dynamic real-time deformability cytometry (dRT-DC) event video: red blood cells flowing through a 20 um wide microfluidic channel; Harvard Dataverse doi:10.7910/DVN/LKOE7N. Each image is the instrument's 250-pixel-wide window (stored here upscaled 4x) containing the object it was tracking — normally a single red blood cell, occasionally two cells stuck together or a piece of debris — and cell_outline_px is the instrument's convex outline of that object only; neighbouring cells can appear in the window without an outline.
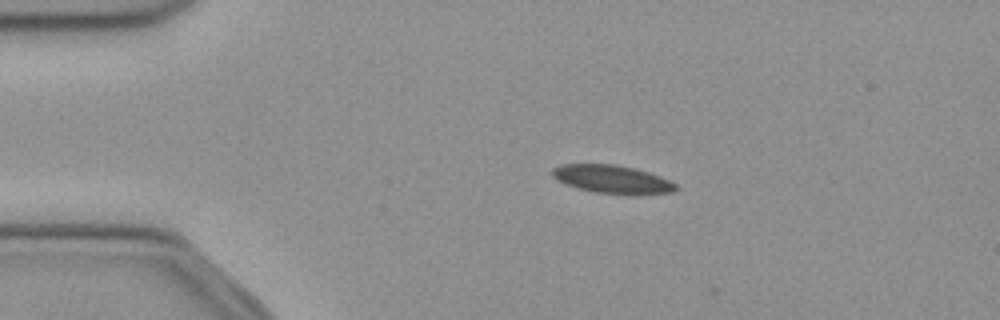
{"species": "common noctule bat (a hibernating species)", "species_latin": "Nyctalus noctula", "temperature_condition": "cold", "stored_images_in_passage": 41, "camera_frame_rate_fps": 3000, "um_per_image_px": 0.085, "animal": {"sex": "female", "body_mass_g": 21.9}, "frame": {"image": 1, "passage_image": 1, "time_ms": 0.0, "image_size_px": [1000, 320], "cell_outline_px": [[680, 188], [672, 192], [596, 192], [564, 184], [556, 180], [552, 176], [552, 168], [560, 164], [616, 164], [648, 172], [660, 176], [676, 184]], "centroid_in_image_um": [51.95, 15.18], "position_along_channel_um": 33.1, "area_um2": 19.48}}
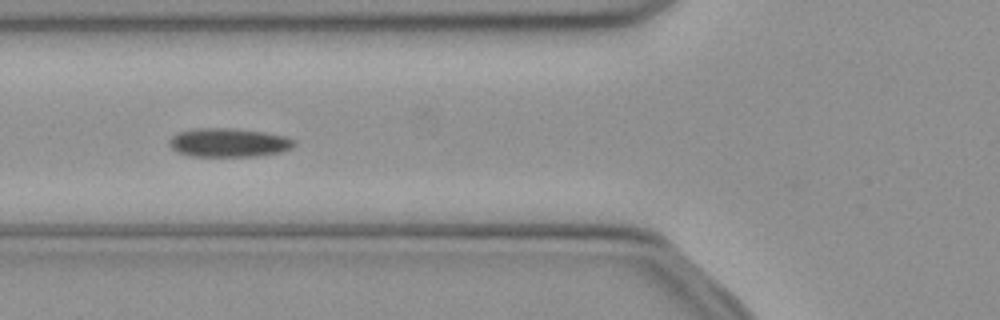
{"frame": {"image": 2, "passage_image": 10, "time_ms": 3.0, "image_size_px": [1000, 320], "cell_outline_px": [[296, 144], [292, 148], [280, 152], [256, 156], [188, 156], [172, 148], [168, 144], [168, 140], [172, 136], [180, 132], [192, 128], [232, 128], [264, 132], [284, 136], [296, 140]], "centroid_in_image_um": [19.44, 12.12], "position_along_channel_um": 106.4, "area_um2": 20.98}}
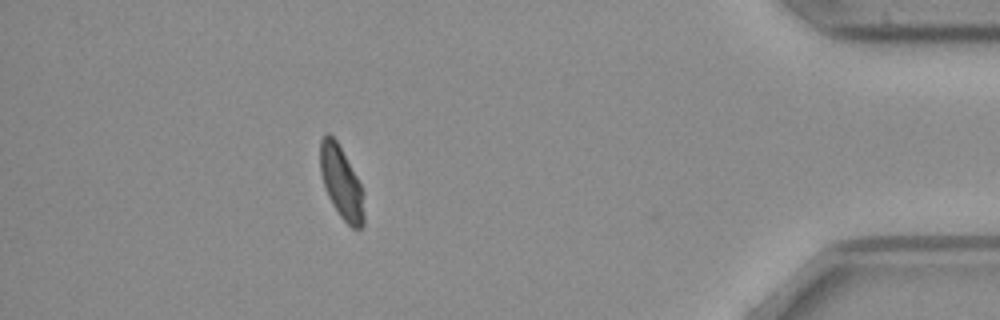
{"frame": {"image": 3, "passage_image": 37, "time_ms": 12.0, "image_size_px": [1000, 320], "cell_outline_px": [[364, 224], [360, 228], [352, 228], [340, 216], [332, 204], [328, 196], [320, 172], [320, 140], [328, 132], [336, 140], [356, 176], [364, 192]], "centroid_in_image_um": [29.02, 15.54], "position_along_channel_um": 406.2, "area_um2": 18.32}, "authors_computed_cell_mechanics": {"area_um2": 20.5768, "velocity_mm_per_s": 3.9046, "shape_relaxation_time_tau1_ms": null, "shape_relaxation_time_tau2_ms": 9.6538, "deformation_change_tau1": null, "deformation_change_tau2": 0.1212}}